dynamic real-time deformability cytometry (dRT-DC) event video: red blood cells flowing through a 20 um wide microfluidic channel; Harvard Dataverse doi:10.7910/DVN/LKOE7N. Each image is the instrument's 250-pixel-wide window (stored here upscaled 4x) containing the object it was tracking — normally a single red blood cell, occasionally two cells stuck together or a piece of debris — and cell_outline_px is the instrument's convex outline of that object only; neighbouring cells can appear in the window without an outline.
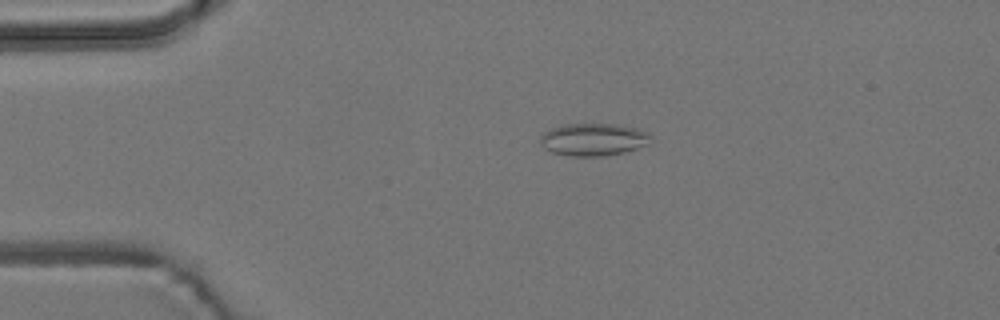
{"species": "common noctule bat (a hibernating species)", "species_latin": "Nyctalus noctula", "temperature_condition": "room temperature", "stored_images_in_passage": 4, "camera_frame_rate_fps": 3000, "um_per_image_px": 0.085, "animal": {"sex": "male", "body_mass_g": 19.2, "forearm_length_mm": 51.8}, "frame": {"image": 1, "passage_image": 3, "time_ms": 2.333, "image_size_px": [1000, 320], "cell_outline_px": [[652, 136], [644, 144], [636, 148], [624, 152], [604, 156], [568, 156], [552, 152], [544, 148], [540, 144], [540, 136], [544, 132], [552, 128], [564, 124], [612, 124], [636, 128], [648, 132]], "centroid_in_image_um": [50.38, 11.86], "position_along_channel_um": 34.6, "area_um2": 20.75}}